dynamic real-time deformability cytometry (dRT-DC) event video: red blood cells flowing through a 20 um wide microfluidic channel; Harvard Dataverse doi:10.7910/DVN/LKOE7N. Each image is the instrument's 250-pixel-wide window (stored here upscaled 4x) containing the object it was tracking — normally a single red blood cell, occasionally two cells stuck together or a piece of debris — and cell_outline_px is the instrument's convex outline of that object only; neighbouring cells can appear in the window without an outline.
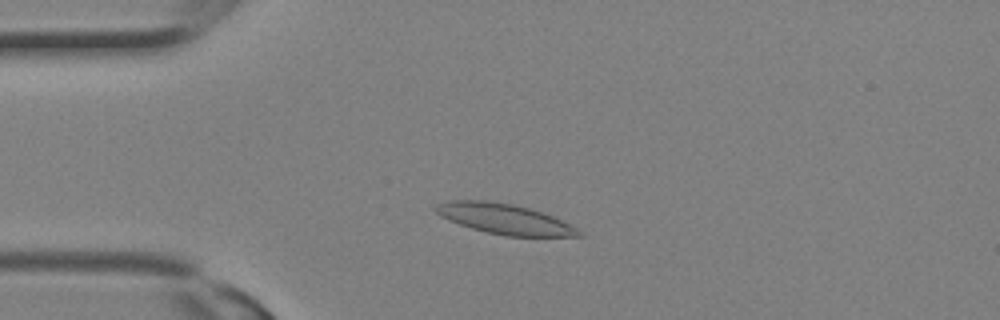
{"species": "Egyptian fruit bat (a non-hibernating species)", "species_latin": "Rousettus aegyptiacus", "temperature_condition": "room temperature", "stored_images_in_passage": 15, "camera_frame_rate_fps": 3000, "um_per_image_px": 0.085, "animal": {"sex": "female"}, "frame": {"image": 1, "passage_image": 4, "time_ms": 1.0, "image_size_px": [1000, 320], "cell_outline_px": [[584, 236], [504, 236], [472, 228], [448, 220], [440, 216], [432, 208], [436, 204], [448, 200], [488, 200], [512, 204], [544, 212], [576, 228]], "centroid_in_image_um": [42.82, 18.59], "position_along_channel_um": 42.2, "area_um2": 25.09}}
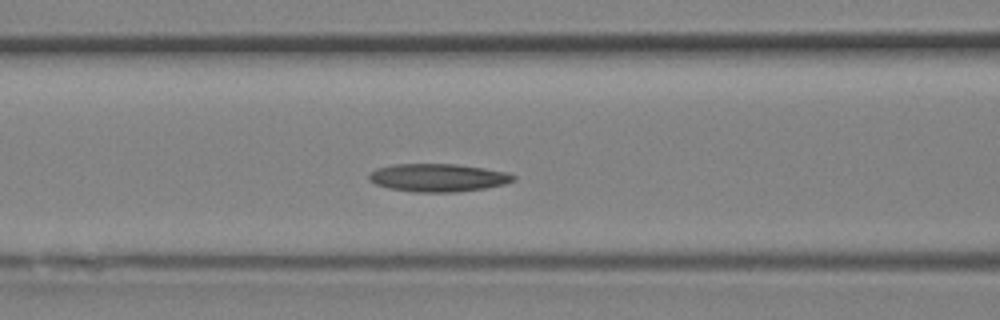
{"frame": {"image": 2, "passage_image": 9, "time_ms": 2.667, "image_size_px": [1000, 320], "cell_outline_px": [[516, 180], [504, 184], [484, 188], [456, 192], [416, 192], [388, 188], [376, 184], [368, 180], [368, 176], [376, 168], [396, 164], [456, 164], [484, 168], [508, 172], [516, 176]], "centroid_in_image_um": [37.25, 15.1], "position_along_channel_um": 129.4, "area_um2": 23.52}}
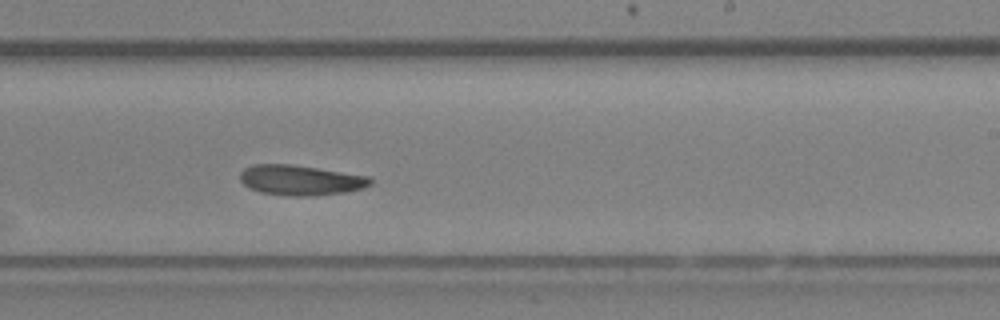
{"frame": {"image": 3, "passage_image": 15, "time_ms": 4.667, "image_size_px": [1000, 320], "cell_outline_px": [[372, 184], [364, 188], [344, 192], [308, 196], [292, 196], [260, 192], [244, 184], [240, 180], [240, 172], [244, 168], [252, 164], [292, 164], [372, 176]], "centroid_in_image_um": [25.58, 15.3], "position_along_channel_um": 263.4, "area_um2": 23.0}}